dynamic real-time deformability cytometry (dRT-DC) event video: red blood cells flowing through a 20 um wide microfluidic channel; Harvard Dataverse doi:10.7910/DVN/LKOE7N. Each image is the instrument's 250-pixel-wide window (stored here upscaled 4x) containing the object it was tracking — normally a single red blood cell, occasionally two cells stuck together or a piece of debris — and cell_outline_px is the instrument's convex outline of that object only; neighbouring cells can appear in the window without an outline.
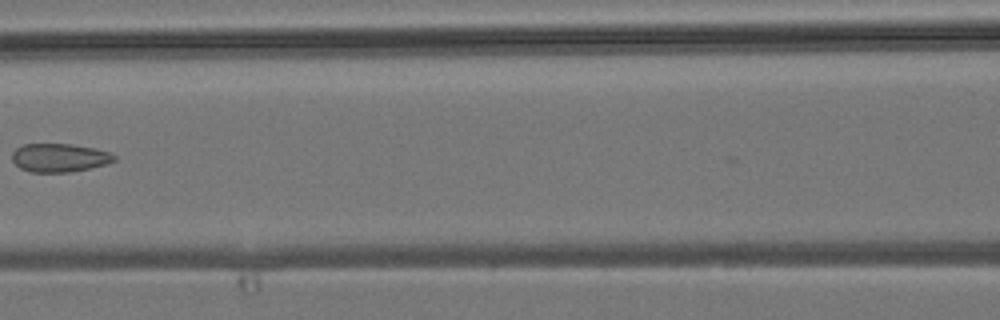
{"species": "common noctule bat (a hibernating species)", "species_latin": "Nyctalus noctula", "temperature_condition": "room temperature", "stored_images_in_passage": 7, "camera_frame_rate_fps": 3000, "um_per_image_px": 0.085, "animal": {"sex": "male", "body_mass_g": 19.2, "forearm_length_mm": 51.8}, "frame": {"image": 1, "passage_image": 7, "time_ms": 7.0, "image_size_px": [1000, 320], "cell_outline_px": [[116, 160], [104, 164], [88, 168], [68, 172], [32, 172], [20, 168], [12, 160], [12, 152], [16, 148], [24, 144], [72, 144], [92, 148], [108, 152], [116, 156]], "centroid_in_image_um": [5.01, 13.4], "position_along_channel_um": 161.6, "area_um2": 16.7}}